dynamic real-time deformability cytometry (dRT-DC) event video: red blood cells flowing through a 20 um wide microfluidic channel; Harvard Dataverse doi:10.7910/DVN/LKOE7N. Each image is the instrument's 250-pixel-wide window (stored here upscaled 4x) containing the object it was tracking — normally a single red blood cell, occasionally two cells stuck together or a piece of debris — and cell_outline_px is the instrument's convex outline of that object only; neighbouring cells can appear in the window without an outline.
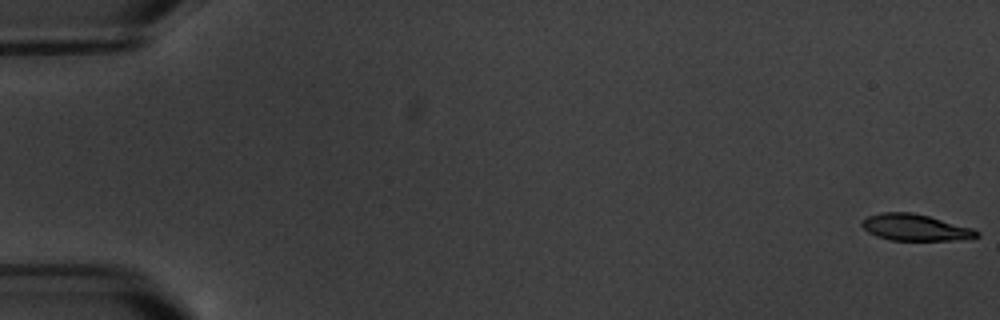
{"species": "common noctule bat (a hibernating species)", "species_latin": "Nyctalus noctula", "temperature_condition": "warm", "stored_images_in_passage": 6, "segment_of_instrument_passage": [1, 2], "camera_frame_rate_fps": 3000, "um_per_image_px": 0.085, "animal": {"sex": "male", "body_mass_g": 20.1, "forearm_length_mm": 53.5}, "frame": {"image": 1, "passage_image": 1, "time_ms": 0.0, "image_size_px": [1000, 320], "cell_outline_px": [[980, 236], [952, 240], [888, 240], [876, 236], [868, 232], [860, 224], [860, 220], [868, 216], [884, 212], [912, 212], [928, 216], [972, 228], [980, 232]], "centroid_in_image_um": [77.74, 19.33], "position_along_channel_um": 7.3, "area_um2": 17.63}}